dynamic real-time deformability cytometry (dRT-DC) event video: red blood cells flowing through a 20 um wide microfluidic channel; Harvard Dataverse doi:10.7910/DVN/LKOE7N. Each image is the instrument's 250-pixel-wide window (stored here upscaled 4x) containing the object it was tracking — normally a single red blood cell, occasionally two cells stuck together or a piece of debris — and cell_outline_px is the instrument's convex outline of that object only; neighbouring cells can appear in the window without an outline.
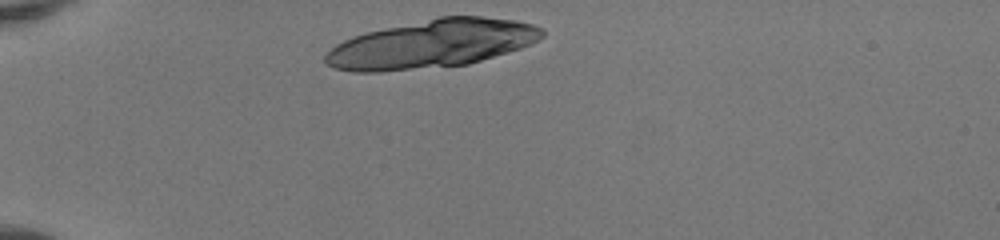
{"species": "human", "species_latin": "Homo sapiens", "temperature_condition": "room temperature", "stored_images_in_passage": 31, "camera_frame_rate_fps": 3000, "um_per_image_px": 0.085, "donor": {"sex": "female"}, "frame": {"image": 1, "passage_image": 1, "time_ms": 0.0, "image_size_px": [1000, 240], "cell_outline_px": [[544, 36], [520, 48], [468, 64], [380, 72], [352, 72], [332, 68], [324, 60], [324, 56], [336, 44], [352, 36], [384, 28], [440, 16], [480, 16], [516, 20], [532, 24], [544, 28]], "centroid_in_image_um": [36.69, 3.73], "position_along_channel_um": 48.3, "area_um2": 60.57}}